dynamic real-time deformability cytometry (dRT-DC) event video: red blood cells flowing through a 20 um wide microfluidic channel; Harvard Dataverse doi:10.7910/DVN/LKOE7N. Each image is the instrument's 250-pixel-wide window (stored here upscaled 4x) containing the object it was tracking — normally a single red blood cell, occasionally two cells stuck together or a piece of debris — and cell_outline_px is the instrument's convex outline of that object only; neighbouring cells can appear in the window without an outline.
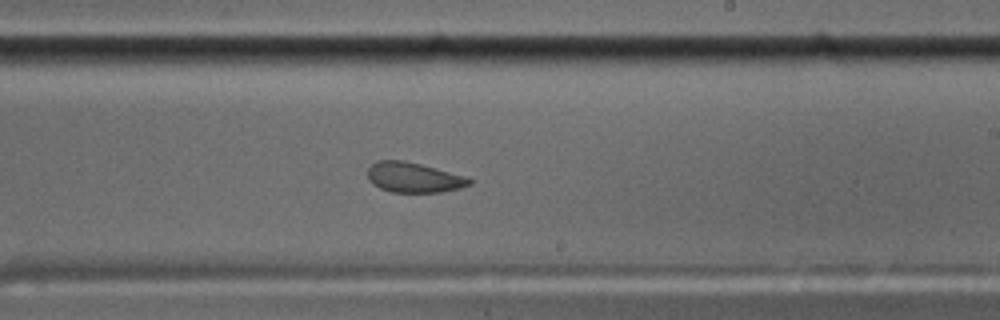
{"species": "common noctule bat (a hibernating species)", "species_latin": "Nyctalus noctula", "temperature_condition": "cold", "stored_images_in_passage": 38, "camera_frame_rate_fps": 3000, "um_per_image_px": 0.085, "animal": {"sex": "male", "body_mass_g": 17.5, "forearm_length_mm": 52.3}, "frame": {"image": 1, "passage_image": 17, "time_ms": 5.333, "image_size_px": [1000, 320], "cell_outline_px": [[472, 184], [460, 188], [444, 192], [392, 192], [380, 188], [372, 184], [368, 180], [368, 168], [376, 160], [400, 160], [420, 164], [468, 176], [472, 180]], "centroid_in_image_um": [35.19, 15.09], "position_along_channel_um": 253.8, "area_um2": 17.98}}
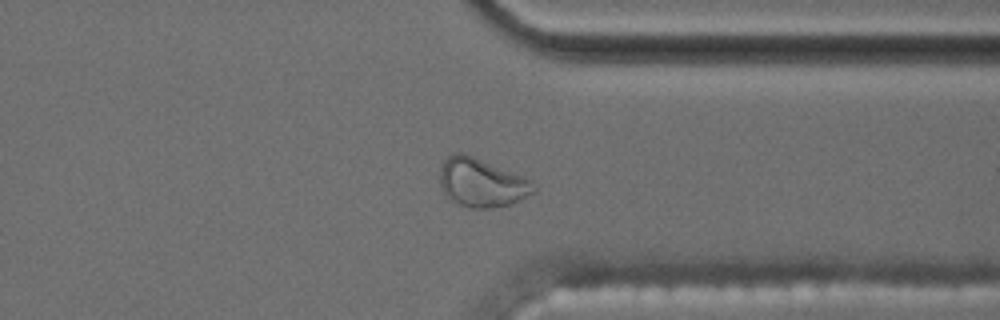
{"frame": {"image": 2, "passage_image": 27, "time_ms": 8.667, "image_size_px": [1000, 320], "cell_outline_px": [[536, 192], [512, 204], [492, 208], [468, 208], [452, 200], [444, 192], [440, 184], [440, 168], [444, 160], [448, 156], [456, 152], [460, 152], [472, 156], [524, 176], [532, 180], [536, 188]], "centroid_in_image_um": [40.97, 15.54], "position_along_channel_um": 370.4, "area_um2": 26.59}}